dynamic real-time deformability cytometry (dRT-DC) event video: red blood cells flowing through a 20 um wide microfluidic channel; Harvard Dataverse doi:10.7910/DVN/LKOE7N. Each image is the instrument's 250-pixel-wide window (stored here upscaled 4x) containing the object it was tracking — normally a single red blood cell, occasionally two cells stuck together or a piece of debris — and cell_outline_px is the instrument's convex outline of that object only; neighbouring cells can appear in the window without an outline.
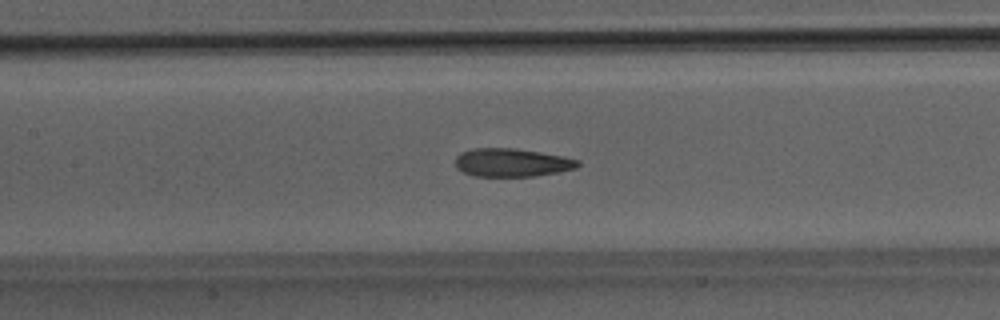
{"species": "Egyptian fruit bat (a non-hibernating species)", "species_latin": "Rousettus aegyptiacus", "temperature_condition": "room temperature", "stored_images_in_passage": 44, "segment_of_instrument_passage": [1, 2], "camera_frame_rate_fps": 3000, "um_per_image_px": 0.085, "animal": {"sex": "male"}, "frame": {"image": 1, "passage_image": 16, "time_ms": 5.0, "image_size_px": [1000, 320], "cell_outline_px": [[580, 164], [576, 168], [560, 172], [536, 176], [472, 176], [456, 168], [456, 156], [460, 152], [472, 148], [516, 148], [564, 156], [580, 160]], "centroid_in_image_um": [43.52, 13.81], "position_along_channel_um": 163.9, "area_um2": 20.4}}
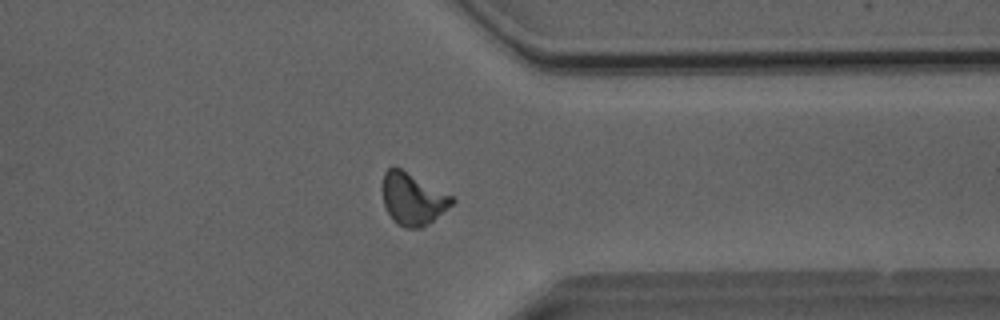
{"frame": {"image": 2, "passage_image": 32, "time_ms": 10.333, "image_size_px": [1000, 320], "cell_outline_px": [[456, 200], [452, 204], [428, 224], [420, 228], [404, 228], [396, 224], [392, 220], [384, 204], [384, 172], [392, 164], [400, 168], [452, 196]], "centroid_in_image_um": [35.07, 16.92], "position_along_channel_um": 376.3, "area_um2": 20.69}}
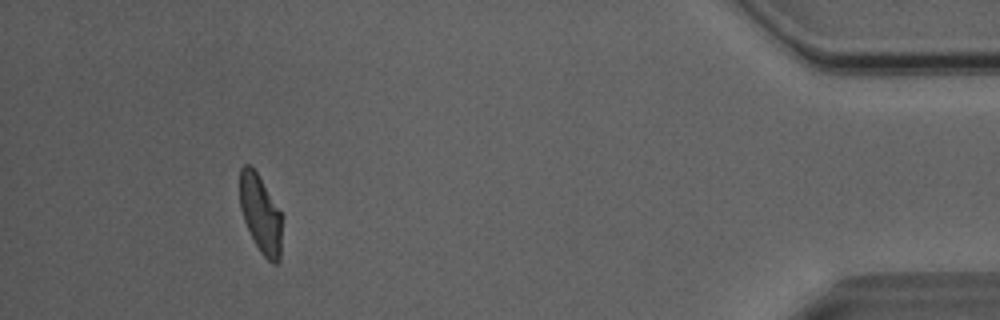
{"frame": {"image": 3, "passage_image": 39, "time_ms": 12.667, "image_size_px": [1000, 320], "cell_outline_px": [[280, 260], [276, 264], [272, 264], [260, 252], [244, 220], [240, 208], [240, 168], [244, 164], [248, 164], [256, 172], [280, 212]], "centroid_in_image_um": [22.12, 18.2], "position_along_channel_um": 413.1, "area_um2": 18.5}}